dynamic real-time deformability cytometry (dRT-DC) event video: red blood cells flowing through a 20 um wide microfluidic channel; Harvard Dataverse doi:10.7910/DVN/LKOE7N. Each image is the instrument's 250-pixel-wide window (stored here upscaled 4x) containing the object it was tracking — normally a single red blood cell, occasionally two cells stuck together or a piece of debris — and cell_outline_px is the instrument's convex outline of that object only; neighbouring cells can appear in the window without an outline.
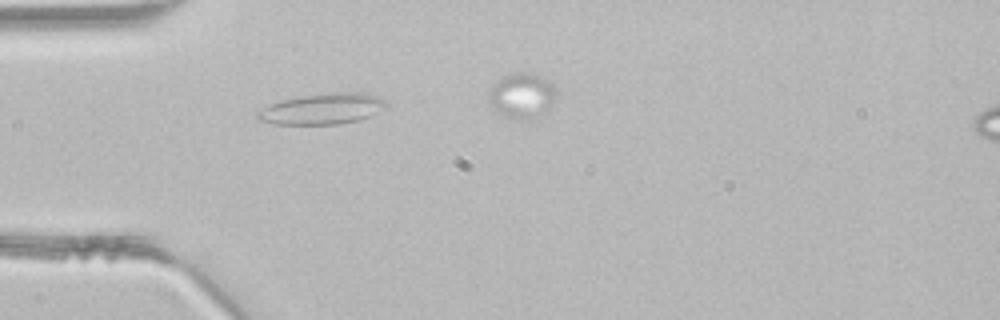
{"species": "common noctule bat (a hibernating species)", "species_latin": "Nyctalus noctula", "temperature_condition": "room temperature", "stored_images_in_passage": 5, "segment_of_instrument_passage": [2, 2], "camera_frame_rate_fps": 3000, "um_per_image_px": 0.085, "animal": {"sex": "male", "body_mass_g": 21.5, "forearm_length_mm": 52.0}, "frame": {"image": 1, "passage_image": 4, "time_ms": 1.0, "image_size_px": [1000, 320], "cell_outline_px": [[388, 104], [384, 108], [360, 120], [340, 124], [276, 124], [256, 120], [256, 112], [280, 100], [300, 96], [336, 92], [360, 92], [376, 96], [388, 100]], "centroid_in_image_um": [27.41, 9.25], "position_along_channel_um": 57.6, "area_um2": 23.12}}